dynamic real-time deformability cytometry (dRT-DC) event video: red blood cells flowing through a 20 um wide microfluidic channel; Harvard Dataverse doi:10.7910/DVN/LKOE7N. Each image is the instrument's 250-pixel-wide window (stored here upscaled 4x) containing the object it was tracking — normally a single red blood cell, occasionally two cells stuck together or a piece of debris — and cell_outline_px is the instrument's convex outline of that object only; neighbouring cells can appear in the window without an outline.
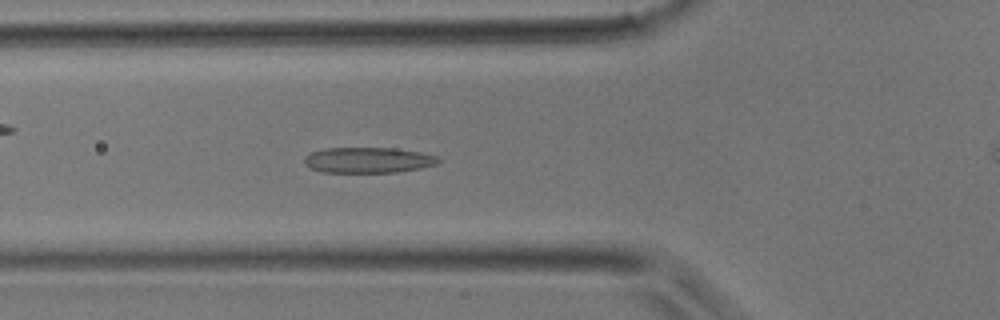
{"species": "common noctule bat (a hibernating species)", "species_latin": "Nyctalus noctula", "temperature_condition": "room temperature", "stored_images_in_passage": 35, "camera_frame_rate_fps": 3000, "um_per_image_px": 0.085, "animal": {"sex": "male", "body_mass_g": 17.9}, "frame": {"image": 1, "passage_image": 9, "time_ms": 2.667, "image_size_px": [1000, 320], "cell_outline_px": [[440, 160], [436, 164], [420, 168], [396, 172], [320, 172], [304, 164], [304, 156], [312, 152], [324, 148], [396, 148], [420, 152], [436, 156]], "centroid_in_image_um": [31.26, 13.6], "position_along_channel_um": 94.5, "area_um2": 19.94}}
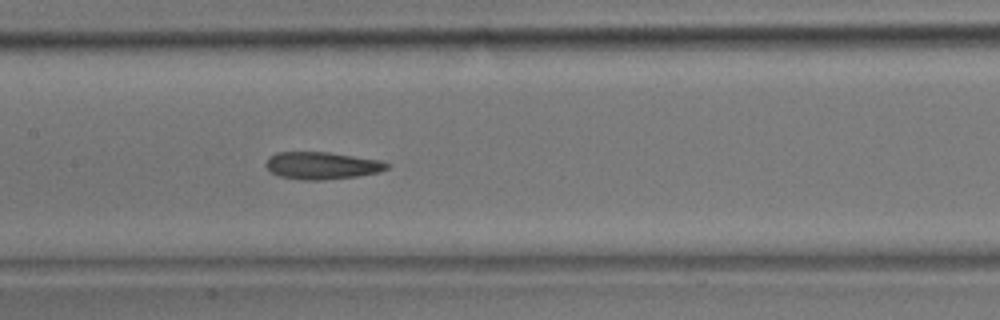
{"frame": {"image": 2, "passage_image": 14, "time_ms": 4.333, "image_size_px": [1000, 320], "cell_outline_px": [[388, 168], [380, 172], [356, 176], [324, 180], [300, 180], [280, 176], [272, 172], [264, 164], [268, 156], [276, 152], [328, 152], [380, 160], [388, 164]], "centroid_in_image_um": [27.33, 14.07], "position_along_channel_um": 180.1, "area_um2": 19.25}}
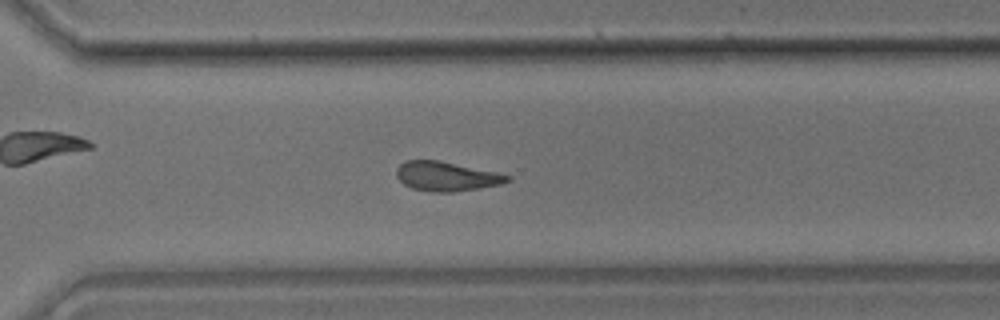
{"frame": {"image": 3, "passage_image": 23, "time_ms": 7.333, "image_size_px": [1000, 320], "cell_outline_px": [[512, 180], [500, 184], [452, 192], [432, 192], [412, 188], [404, 184], [396, 176], [396, 168], [404, 160], [440, 160], [496, 172], [512, 176]], "centroid_in_image_um": [37.92, 14.97], "position_along_channel_um": 332.7, "area_um2": 18.96}}